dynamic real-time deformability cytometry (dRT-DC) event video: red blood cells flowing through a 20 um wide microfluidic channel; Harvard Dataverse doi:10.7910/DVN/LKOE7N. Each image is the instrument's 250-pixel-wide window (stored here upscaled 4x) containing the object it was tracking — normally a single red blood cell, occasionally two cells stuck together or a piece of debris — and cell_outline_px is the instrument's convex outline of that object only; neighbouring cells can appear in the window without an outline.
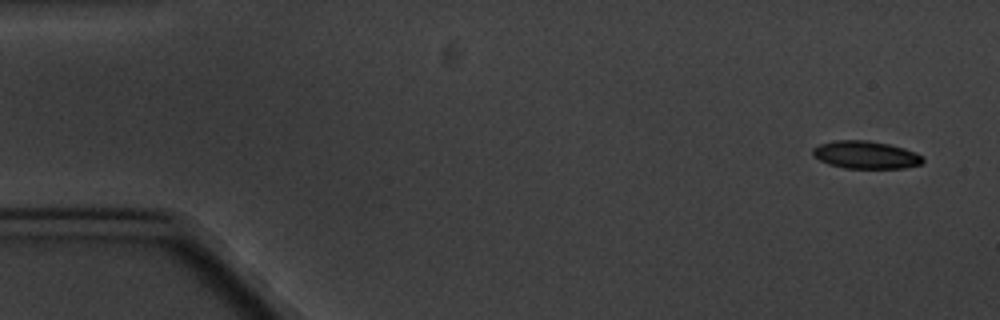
{"species": "common noctule bat (a hibernating species)", "species_latin": "Nyctalus noctula", "temperature_condition": "cold", "stored_images_in_passage": 5, "camera_frame_rate_fps": 3000, "um_per_image_px": 0.085, "animal": {"sex": "male", "body_mass_g": 20.1, "forearm_length_mm": 53.5}, "frame": {"image": 1, "passage_image": 1, "time_ms": 0.0, "image_size_px": [1000, 320], "cell_outline_px": [[924, 160], [920, 164], [904, 168], [844, 168], [828, 164], [820, 160], [812, 152], [812, 148], [820, 144], [836, 140], [868, 140], [888, 144], [904, 148], [916, 152], [924, 156]], "centroid_in_image_um": [73.61, 13.16], "position_along_channel_um": 11.4, "area_um2": 17.74}}
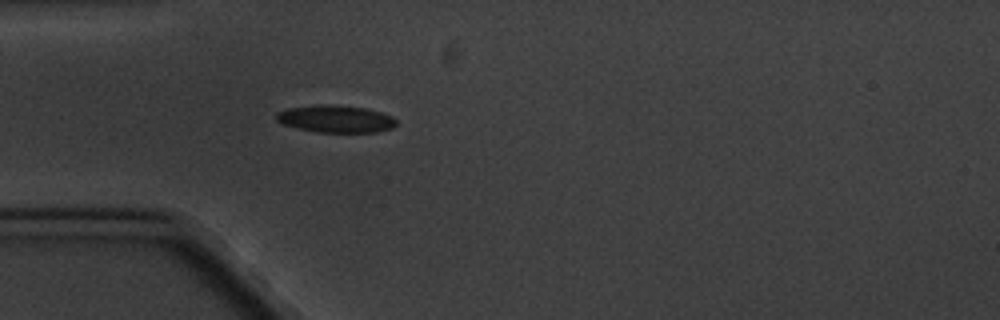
{"frame": {"image": 2, "passage_image": 5, "time_ms": 4.667, "image_size_px": [1000, 320], "cell_outline_px": [[396, 124], [392, 128], [376, 132], [316, 132], [296, 128], [284, 124], [276, 120], [276, 112], [288, 108], [320, 104], [364, 108], [380, 112], [392, 116], [396, 120]], "centroid_in_image_um": [28.51, 10.11], "position_along_channel_um": 56.5, "area_um2": 18.9}}